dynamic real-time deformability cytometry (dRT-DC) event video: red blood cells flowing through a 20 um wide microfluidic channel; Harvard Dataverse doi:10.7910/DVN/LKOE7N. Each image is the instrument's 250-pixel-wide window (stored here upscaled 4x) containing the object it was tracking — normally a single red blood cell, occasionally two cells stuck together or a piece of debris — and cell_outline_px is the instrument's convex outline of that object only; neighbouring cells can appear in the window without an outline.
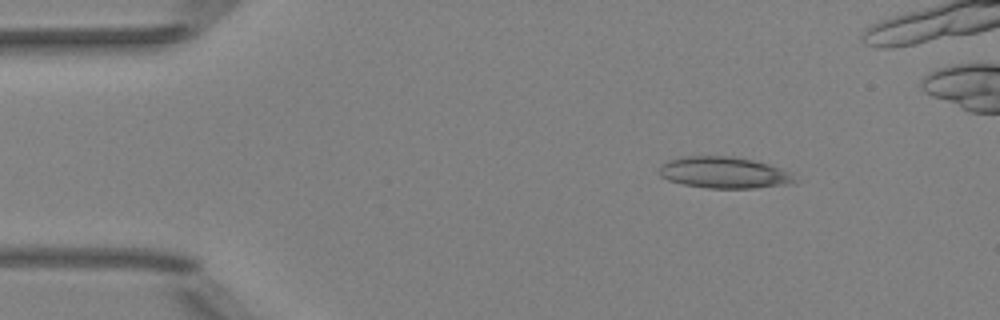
{"species": "Egyptian fruit bat (a non-hibernating species)", "species_latin": "Rousettus aegyptiacus", "temperature_condition": "room temperature", "stored_images_in_passage": 46, "camera_frame_rate_fps": 3000, "um_per_image_px": 0.085, "animal": {"sex": "female"}, "frame": {"image": 1, "passage_image": 7, "time_ms": 2.0, "image_size_px": [1000, 320], "cell_outline_px": [[796, 184], [756, 188], [708, 188], [684, 184], [668, 180], [660, 176], [660, 168], [668, 160], [680, 156], [736, 156], [768, 164], [780, 168], [788, 172], [796, 180]], "centroid_in_image_um": [61.56, 14.67], "position_along_channel_um": 23.4, "area_um2": 24.85}}
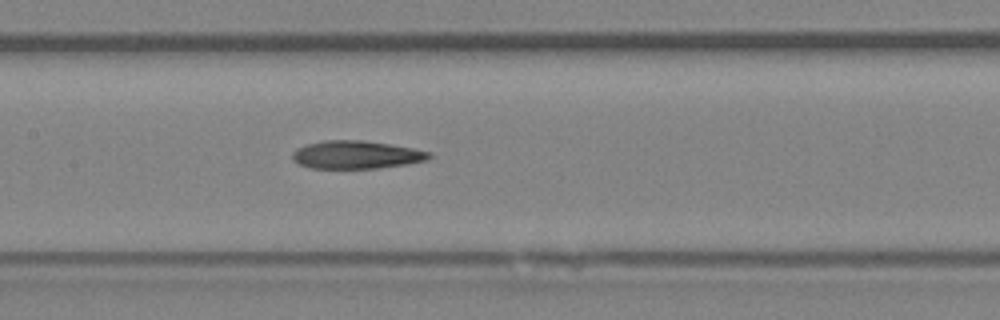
{"frame": {"image": 2, "passage_image": 24, "time_ms": 7.667, "image_size_px": [1000, 320], "cell_outline_px": [[432, 156], [428, 160], [408, 164], [380, 168], [308, 168], [292, 160], [292, 152], [296, 148], [308, 144], [324, 140], [364, 140], [392, 144], [432, 152]], "centroid_in_image_um": [30.31, 13.15], "position_along_channel_um": 177.1, "area_um2": 22.54}}
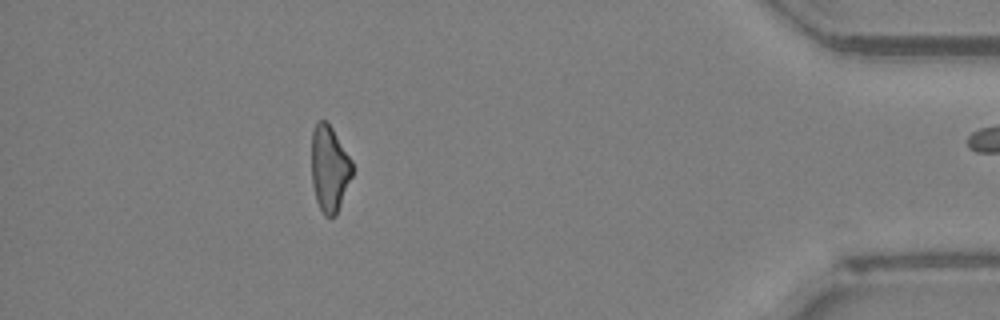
{"frame": {"image": 3, "passage_image": 45, "time_ms": 14.667, "image_size_px": [1000, 320], "cell_outline_px": [[352, 176], [336, 216], [324, 216], [316, 200], [312, 184], [312, 132], [316, 120], [324, 120], [332, 128], [352, 160]], "centroid_in_image_um": [28.0, 14.33], "position_along_channel_um": 407.2, "area_um2": 20.4}}